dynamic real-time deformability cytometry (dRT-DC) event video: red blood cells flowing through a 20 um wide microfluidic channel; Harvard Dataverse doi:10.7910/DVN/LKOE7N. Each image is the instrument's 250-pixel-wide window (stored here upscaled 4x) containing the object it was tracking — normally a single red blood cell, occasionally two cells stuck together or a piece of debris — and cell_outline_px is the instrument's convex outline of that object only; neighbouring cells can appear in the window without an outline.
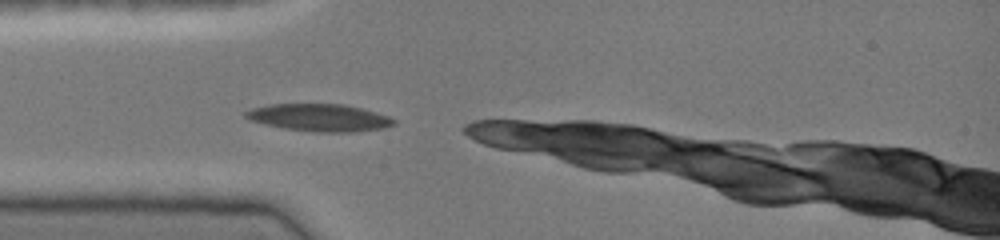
{"species": "common noctule bat (a hibernating species)", "species_latin": "Nyctalus noctula", "temperature_condition": "cold", "stored_images_in_passage": 4, "camera_frame_rate_fps": 3000, "um_per_image_px": 0.085, "animal": {"sex": "female", "body_mass_g": 19.0, "forearm_length_mm": 51.5}, "frame": {"image": 1, "passage_image": 1, "time_ms": 0.0, "image_size_px": [1000, 240], "cell_outline_px": [[396, 124], [384, 128], [352, 132], [316, 132], [284, 128], [248, 120], [244, 116], [244, 112], [252, 108], [268, 104], [344, 104], [376, 112], [388, 116], [396, 120]], "centroid_in_image_um": [27.14, 9.99], "position_along_channel_um": 57.9, "area_um2": 23.64}}